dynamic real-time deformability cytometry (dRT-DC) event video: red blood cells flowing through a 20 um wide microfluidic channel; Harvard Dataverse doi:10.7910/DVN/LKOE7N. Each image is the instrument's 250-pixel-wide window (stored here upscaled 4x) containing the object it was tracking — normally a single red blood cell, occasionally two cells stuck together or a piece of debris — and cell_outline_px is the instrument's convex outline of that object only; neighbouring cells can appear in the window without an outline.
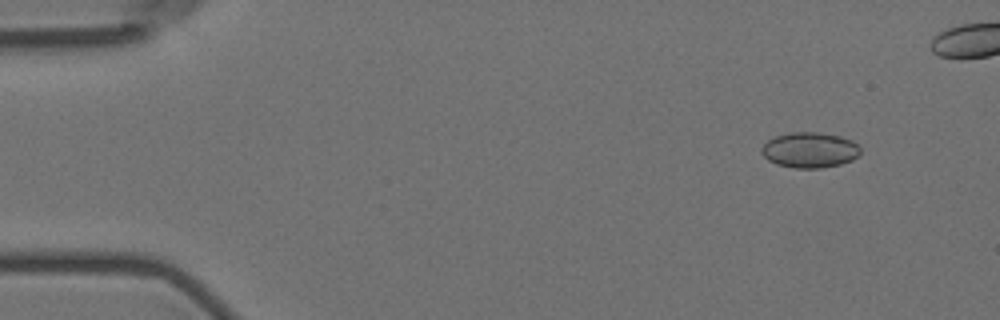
{"species": "Egyptian fruit bat (a non-hibernating species)", "species_latin": "Rousettus aegyptiacus", "temperature_condition": "room temperature", "stored_images_in_passage": 6, "camera_frame_rate_fps": 3000, "um_per_image_px": 0.085, "animal": {"sex": "female"}, "frame": {"image": 1, "passage_image": 1, "time_ms": 0.0, "image_size_px": [1000, 320], "cell_outline_px": [[860, 152], [852, 160], [840, 164], [820, 168], [792, 168], [776, 164], [768, 160], [760, 152], [760, 148], [768, 140], [776, 136], [792, 132], [816, 132], [840, 136], [852, 140], [860, 148]], "centroid_in_image_um": [68.8, 12.75], "position_along_channel_um": 16.2, "area_um2": 20.4}}
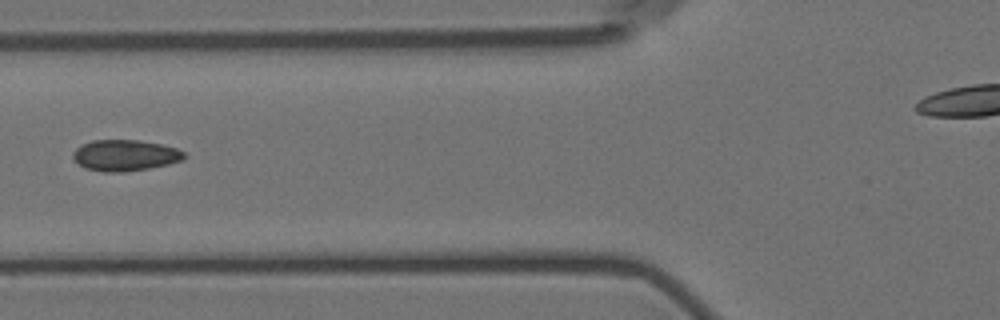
{"frame": {"image": 2, "passage_image": 6, "time_ms": 5.667, "image_size_px": [1000, 320], "cell_outline_px": [[188, 156], [180, 160], [168, 164], [148, 168], [124, 172], [104, 172], [84, 168], [72, 160], [72, 152], [80, 144], [92, 140], [140, 140], [160, 144], [176, 148], [184, 152]], "centroid_in_image_um": [10.57, 13.2], "position_along_channel_um": 115.2, "area_um2": 20.35}}